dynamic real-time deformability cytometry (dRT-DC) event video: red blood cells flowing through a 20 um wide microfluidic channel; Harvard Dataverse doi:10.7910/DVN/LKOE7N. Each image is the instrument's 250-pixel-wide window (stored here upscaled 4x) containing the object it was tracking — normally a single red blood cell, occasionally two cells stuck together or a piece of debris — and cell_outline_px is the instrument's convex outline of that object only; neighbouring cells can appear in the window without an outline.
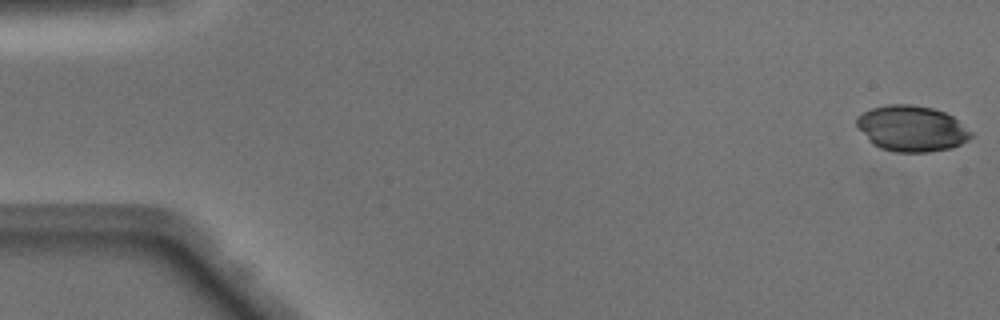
{"species": "Egyptian fruit bat (a non-hibernating species)", "species_latin": "Rousettus aegyptiacus", "temperature_condition": "warm", "stored_images_in_passage": 44, "camera_frame_rate_fps": 3000, "um_per_image_px": 0.085, "animal": {"sex": "male"}, "frame": {"image": 1, "passage_image": 1, "time_ms": 0.0, "image_size_px": [1000, 320], "cell_outline_px": [[972, 136], [968, 140], [952, 148], [928, 152], [892, 152], [880, 148], [872, 144], [868, 140], [856, 124], [856, 116], [872, 108], [888, 104], [912, 104], [932, 108], [944, 112], [952, 116], [972, 132]], "centroid_in_image_um": [77.48, 10.93], "position_along_channel_um": 7.5, "area_um2": 30.58}}
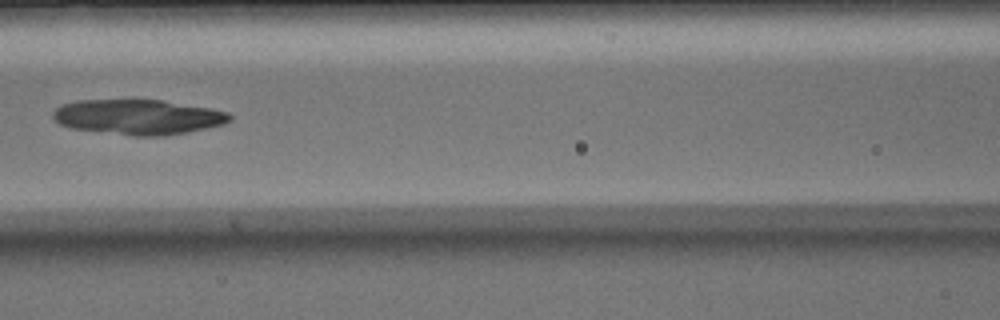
{"frame": {"image": 2, "passage_image": 22, "time_ms": 7.0, "image_size_px": [1000, 320], "cell_outline_px": [[232, 120], [224, 124], [164, 136], [132, 136], [72, 128], [60, 124], [52, 116], [52, 112], [56, 108], [64, 104], [76, 100], [164, 100], [212, 108], [228, 112], [232, 116]], "centroid_in_image_um": [11.76, 9.94], "position_along_channel_um": 154.8, "area_um2": 36.13}}
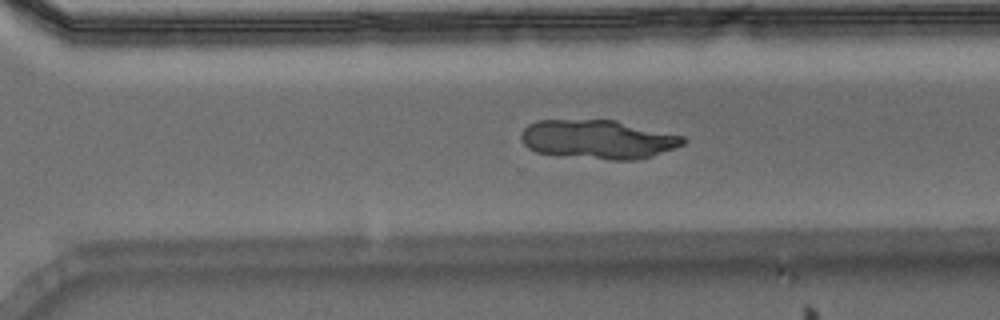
{"frame": {"image": 3, "passage_image": 34, "time_ms": 11.0, "image_size_px": [1000, 320], "cell_outline_px": [[688, 140], [684, 144], [652, 156], [636, 160], [608, 160], [556, 156], [536, 152], [528, 148], [520, 140], [520, 132], [528, 124], [536, 120], [616, 120], [684, 136]], "centroid_in_image_um": [50.79, 11.86], "position_along_channel_um": 319.8, "area_um2": 37.34}}